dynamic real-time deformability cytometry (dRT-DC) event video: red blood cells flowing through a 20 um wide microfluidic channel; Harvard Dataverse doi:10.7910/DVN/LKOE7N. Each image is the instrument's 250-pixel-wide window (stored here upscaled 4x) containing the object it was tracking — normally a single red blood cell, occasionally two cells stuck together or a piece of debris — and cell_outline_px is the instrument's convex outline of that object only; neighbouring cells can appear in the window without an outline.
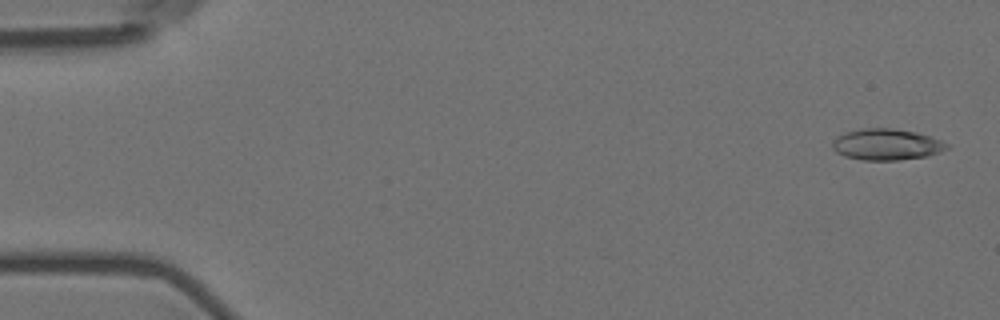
{"species": "Egyptian fruit bat (a non-hibernating species)", "species_latin": "Rousettus aegyptiacus", "temperature_condition": "room temperature", "stored_images_in_passage": 10, "camera_frame_rate_fps": 3000, "um_per_image_px": 0.085, "animal": {"sex": "female"}, "frame": {"image": 1, "passage_image": 2, "time_ms": 0.333, "image_size_px": [1000, 320], "cell_outline_px": [[952, 144], [948, 148], [940, 152], [928, 156], [896, 160], [864, 160], [844, 156], [836, 152], [832, 148], [832, 140], [836, 136], [860, 128], [892, 128], [916, 132]], "centroid_in_image_um": [75.35, 12.28], "position_along_channel_um": 9.6, "area_um2": 20.92}}